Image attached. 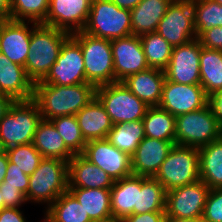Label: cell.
I'll return each instance as SVG.
<instances>
[{"label": "cell", "mask_w": 222, "mask_h": 222, "mask_svg": "<svg viewBox=\"0 0 222 222\" xmlns=\"http://www.w3.org/2000/svg\"><path fill=\"white\" fill-rule=\"evenodd\" d=\"M43 214L44 216L41 218L43 221L41 220L40 222H54L45 211H43Z\"/></svg>", "instance_id": "51"}, {"label": "cell", "mask_w": 222, "mask_h": 222, "mask_svg": "<svg viewBox=\"0 0 222 222\" xmlns=\"http://www.w3.org/2000/svg\"><path fill=\"white\" fill-rule=\"evenodd\" d=\"M81 155L103 169L114 181L132 175L131 156L107 139L88 141Z\"/></svg>", "instance_id": "13"}, {"label": "cell", "mask_w": 222, "mask_h": 222, "mask_svg": "<svg viewBox=\"0 0 222 222\" xmlns=\"http://www.w3.org/2000/svg\"><path fill=\"white\" fill-rule=\"evenodd\" d=\"M0 192L5 207L21 208L27 204L25 195L16 187L6 186V182L0 184Z\"/></svg>", "instance_id": "41"}, {"label": "cell", "mask_w": 222, "mask_h": 222, "mask_svg": "<svg viewBox=\"0 0 222 222\" xmlns=\"http://www.w3.org/2000/svg\"><path fill=\"white\" fill-rule=\"evenodd\" d=\"M164 222H205L203 217L199 218H190V219H181L176 217H165Z\"/></svg>", "instance_id": "50"}, {"label": "cell", "mask_w": 222, "mask_h": 222, "mask_svg": "<svg viewBox=\"0 0 222 222\" xmlns=\"http://www.w3.org/2000/svg\"><path fill=\"white\" fill-rule=\"evenodd\" d=\"M173 0H142L131 12L132 35L156 32L158 24Z\"/></svg>", "instance_id": "27"}, {"label": "cell", "mask_w": 222, "mask_h": 222, "mask_svg": "<svg viewBox=\"0 0 222 222\" xmlns=\"http://www.w3.org/2000/svg\"><path fill=\"white\" fill-rule=\"evenodd\" d=\"M198 40L202 47L222 52V27L217 26L205 31Z\"/></svg>", "instance_id": "42"}, {"label": "cell", "mask_w": 222, "mask_h": 222, "mask_svg": "<svg viewBox=\"0 0 222 222\" xmlns=\"http://www.w3.org/2000/svg\"><path fill=\"white\" fill-rule=\"evenodd\" d=\"M71 36L80 44L86 80L95 87L114 83L111 41L83 31L72 33Z\"/></svg>", "instance_id": "5"}, {"label": "cell", "mask_w": 222, "mask_h": 222, "mask_svg": "<svg viewBox=\"0 0 222 222\" xmlns=\"http://www.w3.org/2000/svg\"><path fill=\"white\" fill-rule=\"evenodd\" d=\"M14 99L9 95L0 93V121L9 111L10 106L14 103Z\"/></svg>", "instance_id": "46"}, {"label": "cell", "mask_w": 222, "mask_h": 222, "mask_svg": "<svg viewBox=\"0 0 222 222\" xmlns=\"http://www.w3.org/2000/svg\"><path fill=\"white\" fill-rule=\"evenodd\" d=\"M45 211L54 222H93L77 199L66 191Z\"/></svg>", "instance_id": "33"}, {"label": "cell", "mask_w": 222, "mask_h": 222, "mask_svg": "<svg viewBox=\"0 0 222 222\" xmlns=\"http://www.w3.org/2000/svg\"><path fill=\"white\" fill-rule=\"evenodd\" d=\"M89 83L85 77L84 58L80 44L70 35L63 43L60 54L46 77L34 84L72 86Z\"/></svg>", "instance_id": "11"}, {"label": "cell", "mask_w": 222, "mask_h": 222, "mask_svg": "<svg viewBox=\"0 0 222 222\" xmlns=\"http://www.w3.org/2000/svg\"><path fill=\"white\" fill-rule=\"evenodd\" d=\"M23 212L22 208L5 207L0 211V222H29Z\"/></svg>", "instance_id": "44"}, {"label": "cell", "mask_w": 222, "mask_h": 222, "mask_svg": "<svg viewBox=\"0 0 222 222\" xmlns=\"http://www.w3.org/2000/svg\"><path fill=\"white\" fill-rule=\"evenodd\" d=\"M9 163L8 155L7 153L0 156V184L5 178V173L7 170V166Z\"/></svg>", "instance_id": "49"}, {"label": "cell", "mask_w": 222, "mask_h": 222, "mask_svg": "<svg viewBox=\"0 0 222 222\" xmlns=\"http://www.w3.org/2000/svg\"><path fill=\"white\" fill-rule=\"evenodd\" d=\"M156 32L172 47L197 38L191 0H173L160 20Z\"/></svg>", "instance_id": "10"}, {"label": "cell", "mask_w": 222, "mask_h": 222, "mask_svg": "<svg viewBox=\"0 0 222 222\" xmlns=\"http://www.w3.org/2000/svg\"><path fill=\"white\" fill-rule=\"evenodd\" d=\"M42 120L39 107L33 100H16L0 121V140L6 149L32 143Z\"/></svg>", "instance_id": "4"}, {"label": "cell", "mask_w": 222, "mask_h": 222, "mask_svg": "<svg viewBox=\"0 0 222 222\" xmlns=\"http://www.w3.org/2000/svg\"><path fill=\"white\" fill-rule=\"evenodd\" d=\"M95 97L105 108L113 125L142 120L149 108L122 82L97 86Z\"/></svg>", "instance_id": "9"}, {"label": "cell", "mask_w": 222, "mask_h": 222, "mask_svg": "<svg viewBox=\"0 0 222 222\" xmlns=\"http://www.w3.org/2000/svg\"><path fill=\"white\" fill-rule=\"evenodd\" d=\"M200 85L210 95L222 90V52L201 46Z\"/></svg>", "instance_id": "30"}, {"label": "cell", "mask_w": 222, "mask_h": 222, "mask_svg": "<svg viewBox=\"0 0 222 222\" xmlns=\"http://www.w3.org/2000/svg\"><path fill=\"white\" fill-rule=\"evenodd\" d=\"M210 190L202 180H198L167 191L165 217L181 219L202 217Z\"/></svg>", "instance_id": "12"}, {"label": "cell", "mask_w": 222, "mask_h": 222, "mask_svg": "<svg viewBox=\"0 0 222 222\" xmlns=\"http://www.w3.org/2000/svg\"><path fill=\"white\" fill-rule=\"evenodd\" d=\"M6 153V148L3 145V142L0 140V156Z\"/></svg>", "instance_id": "52"}, {"label": "cell", "mask_w": 222, "mask_h": 222, "mask_svg": "<svg viewBox=\"0 0 222 222\" xmlns=\"http://www.w3.org/2000/svg\"><path fill=\"white\" fill-rule=\"evenodd\" d=\"M61 135L66 147L74 154H82L87 141L78 125L76 115L62 116L50 120Z\"/></svg>", "instance_id": "36"}, {"label": "cell", "mask_w": 222, "mask_h": 222, "mask_svg": "<svg viewBox=\"0 0 222 222\" xmlns=\"http://www.w3.org/2000/svg\"><path fill=\"white\" fill-rule=\"evenodd\" d=\"M142 121L146 137L175 141L176 117L168 111L159 106L149 107Z\"/></svg>", "instance_id": "31"}, {"label": "cell", "mask_w": 222, "mask_h": 222, "mask_svg": "<svg viewBox=\"0 0 222 222\" xmlns=\"http://www.w3.org/2000/svg\"><path fill=\"white\" fill-rule=\"evenodd\" d=\"M50 0H11V20L43 24Z\"/></svg>", "instance_id": "37"}, {"label": "cell", "mask_w": 222, "mask_h": 222, "mask_svg": "<svg viewBox=\"0 0 222 222\" xmlns=\"http://www.w3.org/2000/svg\"><path fill=\"white\" fill-rule=\"evenodd\" d=\"M93 222H113L110 189L68 187Z\"/></svg>", "instance_id": "25"}, {"label": "cell", "mask_w": 222, "mask_h": 222, "mask_svg": "<svg viewBox=\"0 0 222 222\" xmlns=\"http://www.w3.org/2000/svg\"><path fill=\"white\" fill-rule=\"evenodd\" d=\"M76 119L87 142L106 139L113 127L109 115L96 97L76 113Z\"/></svg>", "instance_id": "23"}, {"label": "cell", "mask_w": 222, "mask_h": 222, "mask_svg": "<svg viewBox=\"0 0 222 222\" xmlns=\"http://www.w3.org/2000/svg\"><path fill=\"white\" fill-rule=\"evenodd\" d=\"M208 102L209 97L201 85H185L165 78L158 106L177 117L204 108Z\"/></svg>", "instance_id": "15"}, {"label": "cell", "mask_w": 222, "mask_h": 222, "mask_svg": "<svg viewBox=\"0 0 222 222\" xmlns=\"http://www.w3.org/2000/svg\"><path fill=\"white\" fill-rule=\"evenodd\" d=\"M83 32L107 40L132 34L131 12L119 8L111 0H92Z\"/></svg>", "instance_id": "6"}, {"label": "cell", "mask_w": 222, "mask_h": 222, "mask_svg": "<svg viewBox=\"0 0 222 222\" xmlns=\"http://www.w3.org/2000/svg\"><path fill=\"white\" fill-rule=\"evenodd\" d=\"M222 136V125L208 104L176 117L175 145L200 148Z\"/></svg>", "instance_id": "7"}, {"label": "cell", "mask_w": 222, "mask_h": 222, "mask_svg": "<svg viewBox=\"0 0 222 222\" xmlns=\"http://www.w3.org/2000/svg\"><path fill=\"white\" fill-rule=\"evenodd\" d=\"M144 137L143 121L136 120L114 124L106 139L119 150L132 156Z\"/></svg>", "instance_id": "32"}, {"label": "cell", "mask_w": 222, "mask_h": 222, "mask_svg": "<svg viewBox=\"0 0 222 222\" xmlns=\"http://www.w3.org/2000/svg\"><path fill=\"white\" fill-rule=\"evenodd\" d=\"M0 93L16 100L33 99L34 83L25 68L0 52Z\"/></svg>", "instance_id": "20"}, {"label": "cell", "mask_w": 222, "mask_h": 222, "mask_svg": "<svg viewBox=\"0 0 222 222\" xmlns=\"http://www.w3.org/2000/svg\"><path fill=\"white\" fill-rule=\"evenodd\" d=\"M96 87L91 83L72 86L34 84L33 100L37 103L41 118L76 115L95 98Z\"/></svg>", "instance_id": "1"}, {"label": "cell", "mask_w": 222, "mask_h": 222, "mask_svg": "<svg viewBox=\"0 0 222 222\" xmlns=\"http://www.w3.org/2000/svg\"><path fill=\"white\" fill-rule=\"evenodd\" d=\"M110 201L113 222H120L134 214V208H138V176L131 175L114 181Z\"/></svg>", "instance_id": "24"}, {"label": "cell", "mask_w": 222, "mask_h": 222, "mask_svg": "<svg viewBox=\"0 0 222 222\" xmlns=\"http://www.w3.org/2000/svg\"><path fill=\"white\" fill-rule=\"evenodd\" d=\"M200 54L198 38L173 47L171 59L164 70L165 78L180 84L200 85Z\"/></svg>", "instance_id": "14"}, {"label": "cell", "mask_w": 222, "mask_h": 222, "mask_svg": "<svg viewBox=\"0 0 222 222\" xmlns=\"http://www.w3.org/2000/svg\"><path fill=\"white\" fill-rule=\"evenodd\" d=\"M6 153L9 161L28 176L34 173L43 159L32 143L10 147Z\"/></svg>", "instance_id": "38"}, {"label": "cell", "mask_w": 222, "mask_h": 222, "mask_svg": "<svg viewBox=\"0 0 222 222\" xmlns=\"http://www.w3.org/2000/svg\"><path fill=\"white\" fill-rule=\"evenodd\" d=\"M216 2H218L220 5H222V0H215Z\"/></svg>", "instance_id": "54"}, {"label": "cell", "mask_w": 222, "mask_h": 222, "mask_svg": "<svg viewBox=\"0 0 222 222\" xmlns=\"http://www.w3.org/2000/svg\"><path fill=\"white\" fill-rule=\"evenodd\" d=\"M174 145L175 141L145 136L131 156L132 175L154 177Z\"/></svg>", "instance_id": "19"}, {"label": "cell", "mask_w": 222, "mask_h": 222, "mask_svg": "<svg viewBox=\"0 0 222 222\" xmlns=\"http://www.w3.org/2000/svg\"><path fill=\"white\" fill-rule=\"evenodd\" d=\"M92 0H50L43 25L70 34L82 31L88 20Z\"/></svg>", "instance_id": "17"}, {"label": "cell", "mask_w": 222, "mask_h": 222, "mask_svg": "<svg viewBox=\"0 0 222 222\" xmlns=\"http://www.w3.org/2000/svg\"><path fill=\"white\" fill-rule=\"evenodd\" d=\"M111 50L114 60V83L122 82L128 76L149 68L140 36L131 34L111 40Z\"/></svg>", "instance_id": "16"}, {"label": "cell", "mask_w": 222, "mask_h": 222, "mask_svg": "<svg viewBox=\"0 0 222 222\" xmlns=\"http://www.w3.org/2000/svg\"><path fill=\"white\" fill-rule=\"evenodd\" d=\"M11 20V0H0V21Z\"/></svg>", "instance_id": "47"}, {"label": "cell", "mask_w": 222, "mask_h": 222, "mask_svg": "<svg viewBox=\"0 0 222 222\" xmlns=\"http://www.w3.org/2000/svg\"><path fill=\"white\" fill-rule=\"evenodd\" d=\"M66 191H68V162L43 158L38 168L29 176L26 200L36 206L45 205L44 210H46Z\"/></svg>", "instance_id": "3"}, {"label": "cell", "mask_w": 222, "mask_h": 222, "mask_svg": "<svg viewBox=\"0 0 222 222\" xmlns=\"http://www.w3.org/2000/svg\"><path fill=\"white\" fill-rule=\"evenodd\" d=\"M154 178L166 191L200 180L198 148L174 145Z\"/></svg>", "instance_id": "8"}, {"label": "cell", "mask_w": 222, "mask_h": 222, "mask_svg": "<svg viewBox=\"0 0 222 222\" xmlns=\"http://www.w3.org/2000/svg\"><path fill=\"white\" fill-rule=\"evenodd\" d=\"M194 9V27L196 37L205 31L222 27V5L215 0H191Z\"/></svg>", "instance_id": "35"}, {"label": "cell", "mask_w": 222, "mask_h": 222, "mask_svg": "<svg viewBox=\"0 0 222 222\" xmlns=\"http://www.w3.org/2000/svg\"><path fill=\"white\" fill-rule=\"evenodd\" d=\"M71 34L51 26L38 24L31 32L29 54L25 62L28 77L42 81L56 62L64 41Z\"/></svg>", "instance_id": "2"}, {"label": "cell", "mask_w": 222, "mask_h": 222, "mask_svg": "<svg viewBox=\"0 0 222 222\" xmlns=\"http://www.w3.org/2000/svg\"><path fill=\"white\" fill-rule=\"evenodd\" d=\"M165 211L132 214L123 218L120 222H164Z\"/></svg>", "instance_id": "43"}, {"label": "cell", "mask_w": 222, "mask_h": 222, "mask_svg": "<svg viewBox=\"0 0 222 222\" xmlns=\"http://www.w3.org/2000/svg\"><path fill=\"white\" fill-rule=\"evenodd\" d=\"M32 144L43 158L69 161L74 154L66 147L64 140L50 120L42 119L34 133Z\"/></svg>", "instance_id": "26"}, {"label": "cell", "mask_w": 222, "mask_h": 222, "mask_svg": "<svg viewBox=\"0 0 222 222\" xmlns=\"http://www.w3.org/2000/svg\"><path fill=\"white\" fill-rule=\"evenodd\" d=\"M149 68L165 70L171 59L173 47L157 32L140 36Z\"/></svg>", "instance_id": "34"}, {"label": "cell", "mask_w": 222, "mask_h": 222, "mask_svg": "<svg viewBox=\"0 0 222 222\" xmlns=\"http://www.w3.org/2000/svg\"><path fill=\"white\" fill-rule=\"evenodd\" d=\"M119 8L132 10L135 8L142 0H111Z\"/></svg>", "instance_id": "48"}, {"label": "cell", "mask_w": 222, "mask_h": 222, "mask_svg": "<svg viewBox=\"0 0 222 222\" xmlns=\"http://www.w3.org/2000/svg\"><path fill=\"white\" fill-rule=\"evenodd\" d=\"M2 182H6V186L18 188L26 197L29 187V176L26 175L21 169L15 167L14 163L9 161L5 178Z\"/></svg>", "instance_id": "40"}, {"label": "cell", "mask_w": 222, "mask_h": 222, "mask_svg": "<svg viewBox=\"0 0 222 222\" xmlns=\"http://www.w3.org/2000/svg\"><path fill=\"white\" fill-rule=\"evenodd\" d=\"M165 72L160 69L148 68L128 76L122 83L147 106L160 104Z\"/></svg>", "instance_id": "22"}, {"label": "cell", "mask_w": 222, "mask_h": 222, "mask_svg": "<svg viewBox=\"0 0 222 222\" xmlns=\"http://www.w3.org/2000/svg\"><path fill=\"white\" fill-rule=\"evenodd\" d=\"M37 25L25 21H0V52L11 62L25 67L31 32Z\"/></svg>", "instance_id": "18"}, {"label": "cell", "mask_w": 222, "mask_h": 222, "mask_svg": "<svg viewBox=\"0 0 222 222\" xmlns=\"http://www.w3.org/2000/svg\"><path fill=\"white\" fill-rule=\"evenodd\" d=\"M208 104L212 108L217 121L222 125V90L210 95Z\"/></svg>", "instance_id": "45"}, {"label": "cell", "mask_w": 222, "mask_h": 222, "mask_svg": "<svg viewBox=\"0 0 222 222\" xmlns=\"http://www.w3.org/2000/svg\"><path fill=\"white\" fill-rule=\"evenodd\" d=\"M166 192L154 177L138 176V208H134V214L165 211Z\"/></svg>", "instance_id": "29"}, {"label": "cell", "mask_w": 222, "mask_h": 222, "mask_svg": "<svg viewBox=\"0 0 222 222\" xmlns=\"http://www.w3.org/2000/svg\"><path fill=\"white\" fill-rule=\"evenodd\" d=\"M114 180L81 154L68 161V187L111 189Z\"/></svg>", "instance_id": "21"}, {"label": "cell", "mask_w": 222, "mask_h": 222, "mask_svg": "<svg viewBox=\"0 0 222 222\" xmlns=\"http://www.w3.org/2000/svg\"><path fill=\"white\" fill-rule=\"evenodd\" d=\"M202 217L205 222H222V188L210 190Z\"/></svg>", "instance_id": "39"}, {"label": "cell", "mask_w": 222, "mask_h": 222, "mask_svg": "<svg viewBox=\"0 0 222 222\" xmlns=\"http://www.w3.org/2000/svg\"><path fill=\"white\" fill-rule=\"evenodd\" d=\"M3 197L1 196V192H0V211L4 208V204H3Z\"/></svg>", "instance_id": "53"}, {"label": "cell", "mask_w": 222, "mask_h": 222, "mask_svg": "<svg viewBox=\"0 0 222 222\" xmlns=\"http://www.w3.org/2000/svg\"><path fill=\"white\" fill-rule=\"evenodd\" d=\"M198 150L200 180L210 189L222 188V136Z\"/></svg>", "instance_id": "28"}]
</instances>
